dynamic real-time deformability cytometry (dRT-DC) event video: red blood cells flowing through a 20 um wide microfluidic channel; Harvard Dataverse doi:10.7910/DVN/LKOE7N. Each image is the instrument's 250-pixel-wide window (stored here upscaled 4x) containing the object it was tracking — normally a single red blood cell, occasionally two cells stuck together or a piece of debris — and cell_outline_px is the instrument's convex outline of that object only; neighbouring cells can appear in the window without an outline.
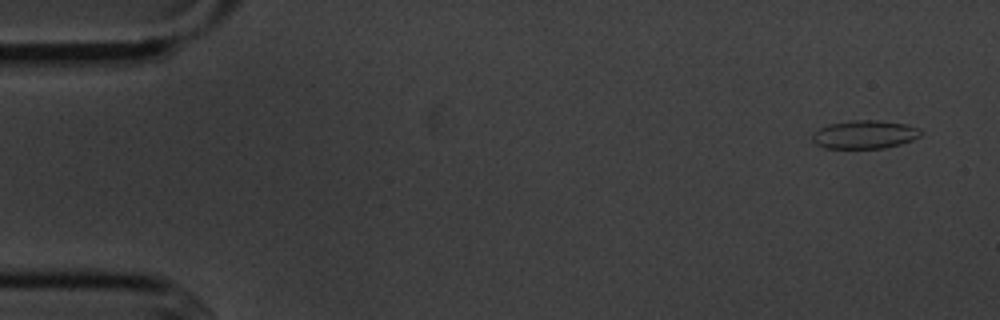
{"species": "common noctule bat (a hibernating species)", "species_latin": "Nyctalus noctula", "temperature_condition": "cold", "stored_images_in_passage": 10, "camera_frame_rate_fps": 3000, "um_per_image_px": 0.085, "animal": {"sex": "male", "body_mass_g": 20.1, "forearm_length_mm": 53.5}, "frame": {"image": 1, "passage_image": 1, "time_ms": 0.0, "image_size_px": [1000, 320], "cell_outline_px": [[920, 136], [912, 140], [900, 144], [884, 148], [824, 148], [816, 144], [812, 140], [812, 132], [828, 124], [852, 120], [880, 120], [904, 124], [920, 128]], "centroid_in_image_um": [73.46, 11.43], "position_along_channel_um": 11.5, "area_um2": 17.92}}
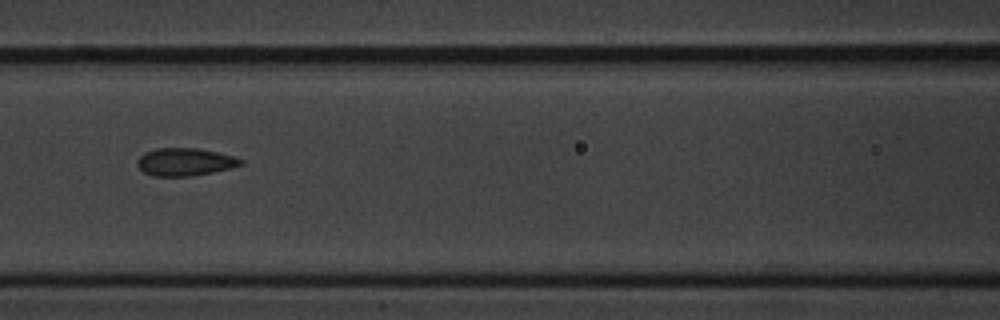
{"frame": {"image": 2, "passage_image": 7, "time_ms": 7.0, "image_size_px": [1000, 320], "cell_outline_px": [[244, 164], [232, 168], [192, 176], [152, 176], [144, 172], [136, 164], [136, 160], [144, 152], [156, 148], [196, 148], [216, 152], [232, 156], [244, 160]], "centroid_in_image_um": [15.71, 13.76], "position_along_channel_um": 150.9, "area_um2": 16.76}}
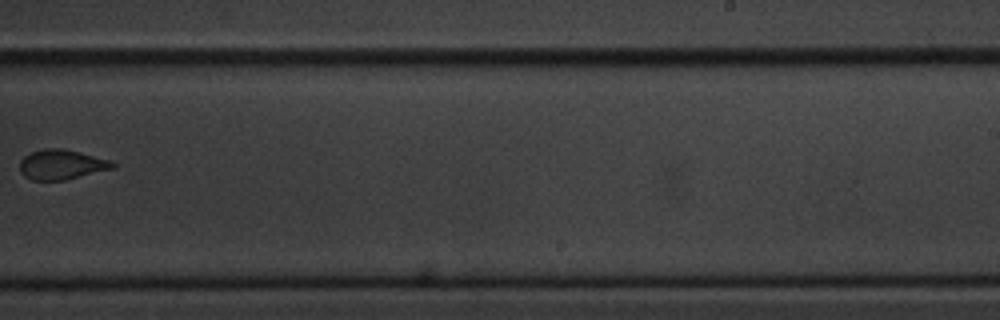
{"frame": {"image": 3, "passage_image": 10, "time_ms": 10.667, "image_size_px": [1000, 320], "cell_outline_px": [[116, 168], [64, 180], [32, 180], [24, 176], [20, 172], [20, 160], [24, 156], [32, 152], [44, 148], [60, 148], [108, 160], [116, 164]], "centroid_in_image_um": [5.2, 14.0], "position_along_channel_um": 283.8, "area_um2": 15.95}}